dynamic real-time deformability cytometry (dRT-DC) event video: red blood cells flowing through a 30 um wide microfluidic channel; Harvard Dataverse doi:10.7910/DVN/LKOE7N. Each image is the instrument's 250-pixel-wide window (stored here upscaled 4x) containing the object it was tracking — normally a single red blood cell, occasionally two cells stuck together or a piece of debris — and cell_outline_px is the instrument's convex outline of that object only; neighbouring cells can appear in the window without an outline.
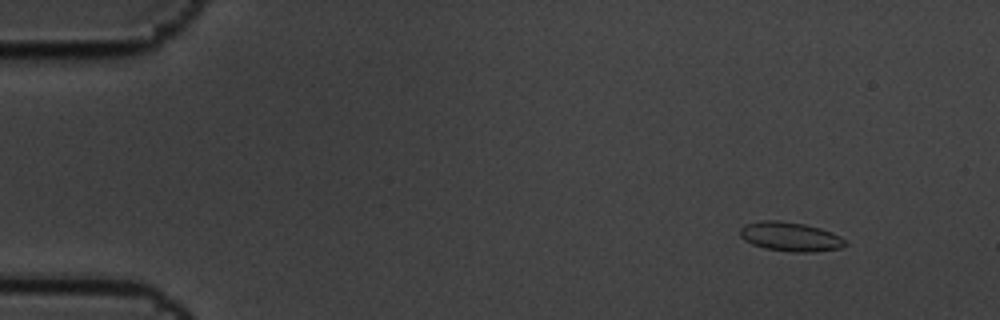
{"species": "common noctule bat (a hibernating species)", "species_latin": "Nyctalus noctula", "temperature_condition": "cold", "stored_images_in_passage": 6, "camera_frame_rate_fps": 3000, "um_per_image_px": 0.085, "animal": {"sex": "male", "body_mass_g": 19.5, "forearm_length_mm": 54.6}, "frame": {"image": 1, "passage_image": 2, "time_ms": 0.333, "image_size_px": [1000, 320], "cell_outline_px": [[848, 244], [840, 248], [808, 252], [792, 252], [764, 248], [752, 244], [744, 240], [740, 236], [740, 228], [744, 224], [760, 220], [780, 220], [804, 224], [820, 228], [832, 232], [840, 236]], "centroid_in_image_um": [67.14, 20.1], "position_along_channel_um": 17.9, "area_um2": 17.98}}
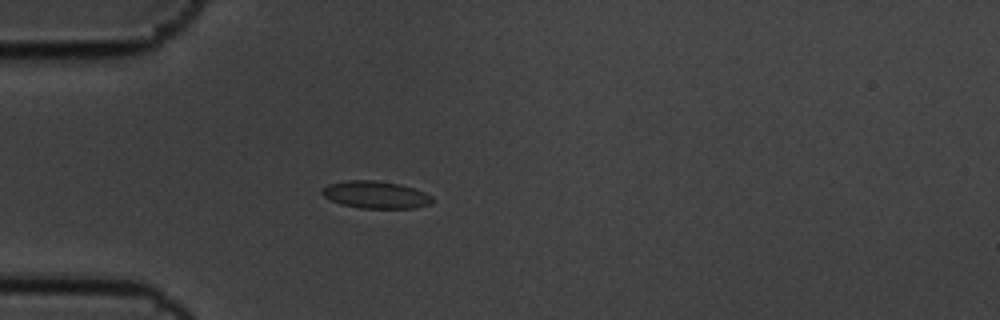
{"frame": {"image": 2, "passage_image": 5, "time_ms": 1.333, "image_size_px": [1000, 320], "cell_outline_px": [[432, 204], [412, 208], [360, 208], [340, 204], [324, 196], [320, 192], [328, 184], [344, 180], [376, 180], [400, 184], [424, 192], [432, 196]], "centroid_in_image_um": [31.92, 16.55], "position_along_channel_um": 53.1, "area_um2": 17.51}}